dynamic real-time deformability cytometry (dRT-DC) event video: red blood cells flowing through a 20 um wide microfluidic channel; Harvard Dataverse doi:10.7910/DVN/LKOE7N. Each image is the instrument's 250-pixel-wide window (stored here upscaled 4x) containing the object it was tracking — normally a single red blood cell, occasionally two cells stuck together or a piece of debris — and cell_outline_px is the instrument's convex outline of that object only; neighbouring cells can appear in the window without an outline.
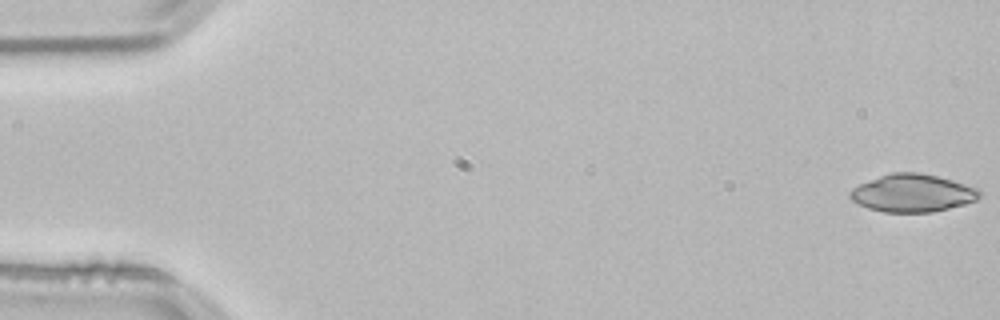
{"species": "common noctule bat (a hibernating species)", "species_latin": "Nyctalus noctula", "temperature_condition": "room temperature", "stored_images_in_passage": 51, "camera_frame_rate_fps": 3000, "um_per_image_px": 0.085, "animal": {"sex": "male", "body_mass_g": 21.5, "forearm_length_mm": 52.0}, "frame": {"image": 1, "passage_image": 1, "time_ms": 0.0, "image_size_px": [1000, 320], "cell_outline_px": [[984, 192], [976, 200], [964, 204], [932, 212], [884, 212], [868, 208], [852, 200], [848, 196], [848, 192], [852, 188], [860, 184], [880, 176], [892, 172], [916, 172], [936, 176], [952, 180], [980, 188]], "centroid_in_image_um": [77.59, 16.41], "position_along_channel_um": 7.4, "area_um2": 28.44}}
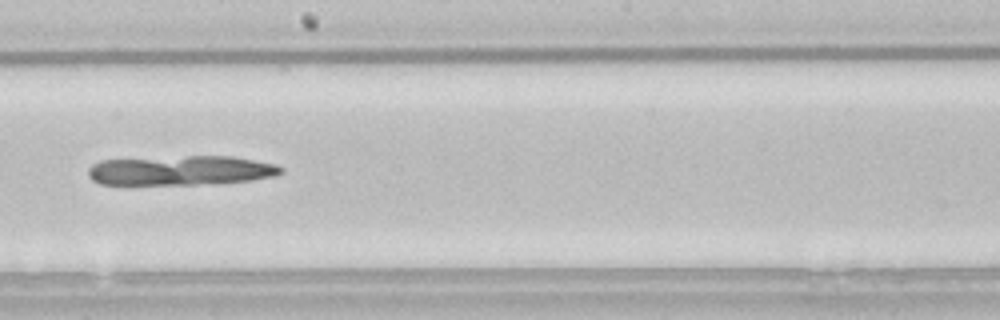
{"frame": {"image": 2, "passage_image": 30, "time_ms": 9.667, "image_size_px": [1000, 320], "cell_outline_px": [[284, 172], [276, 176], [252, 180], [224, 184], [100, 184], [92, 180], [88, 176], [88, 168], [92, 164], [100, 160], [188, 156], [232, 156], [276, 164], [284, 168]], "centroid_in_image_um": [15.43, 14.49], "position_along_channel_um": 232.8, "area_um2": 33.58}}
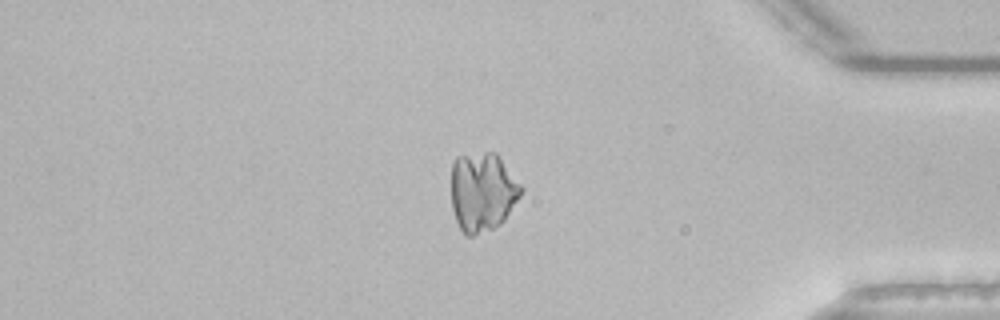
{"frame": {"image": 3, "passage_image": 45, "time_ms": 14.667, "image_size_px": [1000, 320], "cell_outline_px": [[524, 188], [520, 196], [504, 220], [500, 224], [492, 228], [472, 236], [464, 236], [456, 220], [452, 208], [452, 164], [456, 156], [484, 152], [496, 152]], "centroid_in_image_um": [41.01, 16.3], "position_along_channel_um": 394.2, "area_um2": 32.25}}